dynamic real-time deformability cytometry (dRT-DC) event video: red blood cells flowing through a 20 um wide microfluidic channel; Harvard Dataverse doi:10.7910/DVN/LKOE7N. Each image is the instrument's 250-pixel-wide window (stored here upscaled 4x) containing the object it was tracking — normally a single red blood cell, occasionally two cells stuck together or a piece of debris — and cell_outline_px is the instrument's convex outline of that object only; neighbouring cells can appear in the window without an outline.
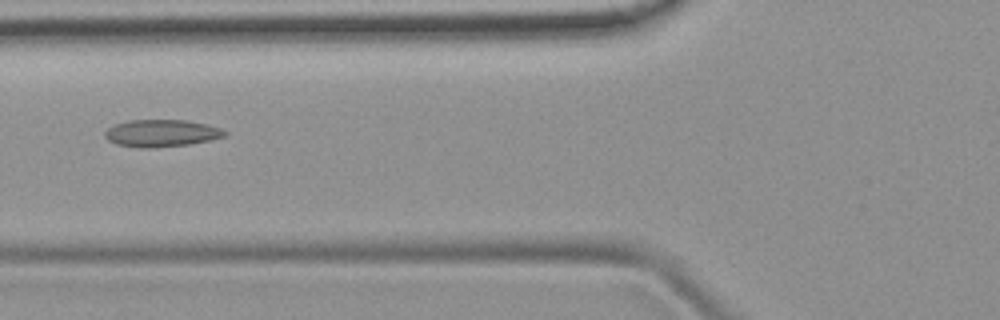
{"species": "common noctule bat (a hibernating species)", "species_latin": "Nyctalus noctula", "temperature_condition": "room temperature", "stored_images_in_passage": 4, "camera_frame_rate_fps": 3000, "um_per_image_px": 0.085, "animal": {"sex": "female", "body_mass_g": 19.9}, "frame": {"image": 1, "passage_image": 4, "time_ms": 3.333, "image_size_px": [1000, 320], "cell_outline_px": [[228, 132], [224, 136], [212, 140], [188, 144], [152, 148], [140, 148], [116, 144], [108, 140], [104, 136], [104, 132], [108, 128], [116, 124], [128, 120], [188, 120], [220, 128]], "centroid_in_image_um": [13.7, 11.32], "position_along_channel_um": 112.1, "area_um2": 18.96}}